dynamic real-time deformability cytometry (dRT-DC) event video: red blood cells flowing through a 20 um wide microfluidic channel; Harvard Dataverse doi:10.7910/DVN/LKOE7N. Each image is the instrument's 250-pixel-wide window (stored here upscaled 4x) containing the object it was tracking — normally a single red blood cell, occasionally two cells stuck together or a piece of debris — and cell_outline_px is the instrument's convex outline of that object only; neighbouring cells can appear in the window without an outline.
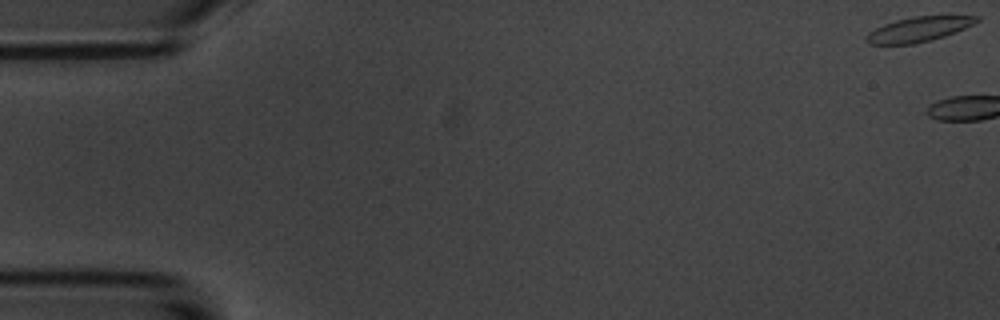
{"species": "common noctule bat (a hibernating species)", "species_latin": "Nyctalus noctula", "temperature_condition": "room temperature", "stored_images_in_passage": 3, "camera_frame_rate_fps": 3000, "um_per_image_px": 0.085, "animal": {"sex": "male", "body_mass_g": 20.1, "forearm_length_mm": 53.5}, "frame": {"image": 1, "passage_image": 1, "time_ms": 0.0, "image_size_px": [1000, 320], "cell_outline_px": [[980, 20], [956, 32], [932, 40], [912, 44], [868, 44], [864, 40], [864, 36], [868, 32], [884, 24], [896, 20], [912, 16], [948, 12], [980, 16]], "centroid_in_image_um": [78.18, 2.42], "position_along_channel_um": 6.8, "area_um2": 16.94}}